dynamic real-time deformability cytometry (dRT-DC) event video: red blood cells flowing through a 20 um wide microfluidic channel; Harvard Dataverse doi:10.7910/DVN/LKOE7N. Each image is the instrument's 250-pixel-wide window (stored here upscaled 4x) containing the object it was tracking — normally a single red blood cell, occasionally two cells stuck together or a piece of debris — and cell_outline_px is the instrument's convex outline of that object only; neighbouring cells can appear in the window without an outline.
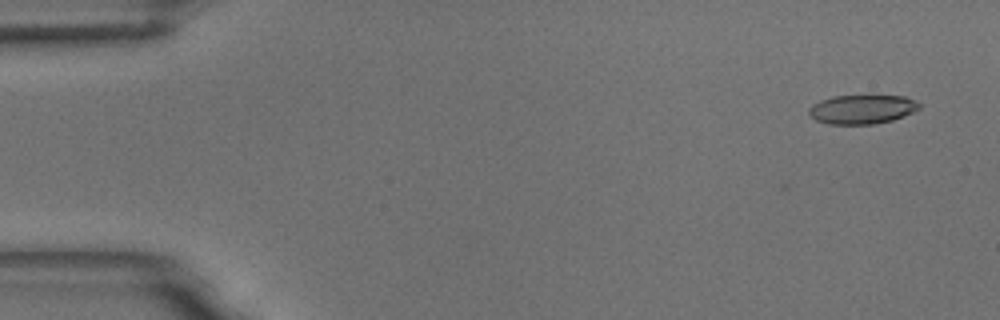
{"species": "common noctule bat (a hibernating species)", "species_latin": "Nyctalus noctula", "temperature_condition": "room temperature", "stored_images_in_passage": 2, "camera_frame_rate_fps": 3000, "um_per_image_px": 0.085, "animal": {"sex": "male", "body_mass_g": 18.8}, "frame": {"image": 1, "passage_image": 2, "time_ms": 0.333, "image_size_px": [1000, 320], "cell_outline_px": [[920, 108], [912, 112], [892, 120], [872, 124], [828, 124], [816, 120], [808, 112], [808, 108], [812, 104], [820, 100], [832, 96], [904, 96], [916, 100], [920, 104]], "centroid_in_image_um": [73.25, 9.28], "position_along_channel_um": 11.7, "area_um2": 18.61}}